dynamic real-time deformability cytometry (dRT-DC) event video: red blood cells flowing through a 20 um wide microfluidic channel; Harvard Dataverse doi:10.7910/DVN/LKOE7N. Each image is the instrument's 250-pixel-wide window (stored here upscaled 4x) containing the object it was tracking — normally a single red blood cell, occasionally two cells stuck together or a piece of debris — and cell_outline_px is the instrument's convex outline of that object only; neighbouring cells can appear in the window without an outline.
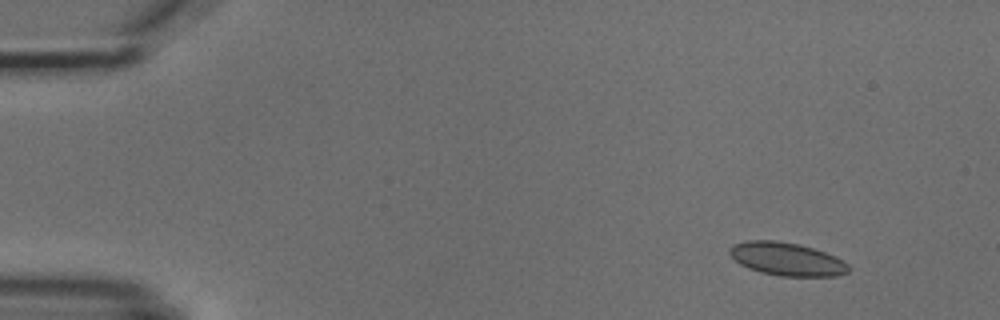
{"species": "common noctule bat (a hibernating species)", "species_latin": "Nyctalus noctula", "temperature_condition": "cold", "stored_images_in_passage": 5, "segment_of_instrument_passage": [2, 2], "camera_frame_rate_fps": 3000, "um_per_image_px": 0.085, "animal": {"sex": "male", "body_mass_g": 18.8}, "frame": {"image": 1, "passage_image": 5, "time_ms": 5.333, "image_size_px": [1000, 320], "cell_outline_px": [[852, 268], [848, 272], [836, 276], [780, 276], [760, 272], [748, 268], [740, 264], [728, 252], [728, 248], [732, 244], [744, 240], [776, 240], [800, 244], [836, 256], [848, 264]], "centroid_in_image_um": [66.86, 22.01], "position_along_channel_um": 18.1, "area_um2": 23.18}}